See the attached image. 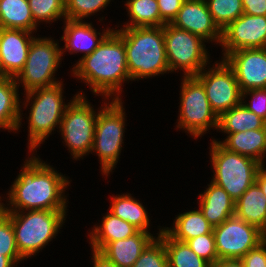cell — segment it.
<instances>
[{
  "label": "cell",
  "mask_w": 266,
  "mask_h": 267,
  "mask_svg": "<svg viewBox=\"0 0 266 267\" xmlns=\"http://www.w3.org/2000/svg\"><path fill=\"white\" fill-rule=\"evenodd\" d=\"M245 267H266V239L241 258Z\"/></svg>",
  "instance_id": "38"
},
{
  "label": "cell",
  "mask_w": 266,
  "mask_h": 267,
  "mask_svg": "<svg viewBox=\"0 0 266 267\" xmlns=\"http://www.w3.org/2000/svg\"><path fill=\"white\" fill-rule=\"evenodd\" d=\"M132 267H168L163 241L159 237L155 238L140 254Z\"/></svg>",
  "instance_id": "35"
},
{
  "label": "cell",
  "mask_w": 266,
  "mask_h": 267,
  "mask_svg": "<svg viewBox=\"0 0 266 267\" xmlns=\"http://www.w3.org/2000/svg\"><path fill=\"white\" fill-rule=\"evenodd\" d=\"M122 99H110L98 112L91 154L98 156L102 176L109 178L125 143L126 112ZM96 153V154H95Z\"/></svg>",
  "instance_id": "6"
},
{
  "label": "cell",
  "mask_w": 266,
  "mask_h": 267,
  "mask_svg": "<svg viewBox=\"0 0 266 267\" xmlns=\"http://www.w3.org/2000/svg\"><path fill=\"white\" fill-rule=\"evenodd\" d=\"M132 195L133 194L126 192L111 196V204L108 208L109 212L124 221H127L139 231L150 233L151 217L148 215L147 208L139 198Z\"/></svg>",
  "instance_id": "23"
},
{
  "label": "cell",
  "mask_w": 266,
  "mask_h": 267,
  "mask_svg": "<svg viewBox=\"0 0 266 267\" xmlns=\"http://www.w3.org/2000/svg\"><path fill=\"white\" fill-rule=\"evenodd\" d=\"M35 36L36 33L21 29L0 28V57L4 78H16L23 70Z\"/></svg>",
  "instance_id": "18"
},
{
  "label": "cell",
  "mask_w": 266,
  "mask_h": 267,
  "mask_svg": "<svg viewBox=\"0 0 266 267\" xmlns=\"http://www.w3.org/2000/svg\"><path fill=\"white\" fill-rule=\"evenodd\" d=\"M16 265L9 257L3 256L0 253V267H17Z\"/></svg>",
  "instance_id": "44"
},
{
  "label": "cell",
  "mask_w": 266,
  "mask_h": 267,
  "mask_svg": "<svg viewBox=\"0 0 266 267\" xmlns=\"http://www.w3.org/2000/svg\"><path fill=\"white\" fill-rule=\"evenodd\" d=\"M102 27L101 33L92 22L65 19L62 27L63 34L60 38V43L64 42V46H61L62 58L66 52L71 55L83 54L81 57L91 54L114 29L108 26L106 29Z\"/></svg>",
  "instance_id": "17"
},
{
  "label": "cell",
  "mask_w": 266,
  "mask_h": 267,
  "mask_svg": "<svg viewBox=\"0 0 266 267\" xmlns=\"http://www.w3.org/2000/svg\"><path fill=\"white\" fill-rule=\"evenodd\" d=\"M40 36V37H39ZM62 49L57 39L36 35L30 45L28 57L23 70L15 78L23 93L54 86L62 82L55 74L62 63Z\"/></svg>",
  "instance_id": "9"
},
{
  "label": "cell",
  "mask_w": 266,
  "mask_h": 267,
  "mask_svg": "<svg viewBox=\"0 0 266 267\" xmlns=\"http://www.w3.org/2000/svg\"><path fill=\"white\" fill-rule=\"evenodd\" d=\"M124 6L128 21L117 24L115 28L159 27L165 23L161 20L157 0H126Z\"/></svg>",
  "instance_id": "28"
},
{
  "label": "cell",
  "mask_w": 266,
  "mask_h": 267,
  "mask_svg": "<svg viewBox=\"0 0 266 267\" xmlns=\"http://www.w3.org/2000/svg\"><path fill=\"white\" fill-rule=\"evenodd\" d=\"M71 76L81 80L95 96L122 99L124 83L131 81L122 37L113 29L91 53L80 57Z\"/></svg>",
  "instance_id": "2"
},
{
  "label": "cell",
  "mask_w": 266,
  "mask_h": 267,
  "mask_svg": "<svg viewBox=\"0 0 266 267\" xmlns=\"http://www.w3.org/2000/svg\"><path fill=\"white\" fill-rule=\"evenodd\" d=\"M213 21L222 31L243 13L241 0H205Z\"/></svg>",
  "instance_id": "31"
},
{
  "label": "cell",
  "mask_w": 266,
  "mask_h": 267,
  "mask_svg": "<svg viewBox=\"0 0 266 267\" xmlns=\"http://www.w3.org/2000/svg\"><path fill=\"white\" fill-rule=\"evenodd\" d=\"M4 78V72L2 69V62H1V57H0V79Z\"/></svg>",
  "instance_id": "45"
},
{
  "label": "cell",
  "mask_w": 266,
  "mask_h": 267,
  "mask_svg": "<svg viewBox=\"0 0 266 267\" xmlns=\"http://www.w3.org/2000/svg\"><path fill=\"white\" fill-rule=\"evenodd\" d=\"M28 0H0V28L21 29L37 33Z\"/></svg>",
  "instance_id": "27"
},
{
  "label": "cell",
  "mask_w": 266,
  "mask_h": 267,
  "mask_svg": "<svg viewBox=\"0 0 266 267\" xmlns=\"http://www.w3.org/2000/svg\"><path fill=\"white\" fill-rule=\"evenodd\" d=\"M0 253L9 257L16 265L24 259L16 246L15 234L11 219L0 209Z\"/></svg>",
  "instance_id": "34"
},
{
  "label": "cell",
  "mask_w": 266,
  "mask_h": 267,
  "mask_svg": "<svg viewBox=\"0 0 266 267\" xmlns=\"http://www.w3.org/2000/svg\"><path fill=\"white\" fill-rule=\"evenodd\" d=\"M213 228L199 207L175 215L173 225L171 224L170 227L163 226V229L172 238L181 242L213 232Z\"/></svg>",
  "instance_id": "26"
},
{
  "label": "cell",
  "mask_w": 266,
  "mask_h": 267,
  "mask_svg": "<svg viewBox=\"0 0 266 267\" xmlns=\"http://www.w3.org/2000/svg\"><path fill=\"white\" fill-rule=\"evenodd\" d=\"M223 59L230 52L266 47V16L242 14L222 30Z\"/></svg>",
  "instance_id": "14"
},
{
  "label": "cell",
  "mask_w": 266,
  "mask_h": 267,
  "mask_svg": "<svg viewBox=\"0 0 266 267\" xmlns=\"http://www.w3.org/2000/svg\"><path fill=\"white\" fill-rule=\"evenodd\" d=\"M3 212L11 219L20 256L27 260L39 254L61 233L68 210Z\"/></svg>",
  "instance_id": "5"
},
{
  "label": "cell",
  "mask_w": 266,
  "mask_h": 267,
  "mask_svg": "<svg viewBox=\"0 0 266 267\" xmlns=\"http://www.w3.org/2000/svg\"><path fill=\"white\" fill-rule=\"evenodd\" d=\"M241 103L266 122V89H252L242 92Z\"/></svg>",
  "instance_id": "37"
},
{
  "label": "cell",
  "mask_w": 266,
  "mask_h": 267,
  "mask_svg": "<svg viewBox=\"0 0 266 267\" xmlns=\"http://www.w3.org/2000/svg\"><path fill=\"white\" fill-rule=\"evenodd\" d=\"M199 209L208 222L216 227L235 216V200L220 186L212 181L207 185L204 192L198 194Z\"/></svg>",
  "instance_id": "20"
},
{
  "label": "cell",
  "mask_w": 266,
  "mask_h": 267,
  "mask_svg": "<svg viewBox=\"0 0 266 267\" xmlns=\"http://www.w3.org/2000/svg\"><path fill=\"white\" fill-rule=\"evenodd\" d=\"M212 64L195 77L202 83L211 109L219 118L241 103L242 93L233 70L223 59L219 57Z\"/></svg>",
  "instance_id": "12"
},
{
  "label": "cell",
  "mask_w": 266,
  "mask_h": 267,
  "mask_svg": "<svg viewBox=\"0 0 266 267\" xmlns=\"http://www.w3.org/2000/svg\"><path fill=\"white\" fill-rule=\"evenodd\" d=\"M155 233L138 231L135 235L126 239L109 242L100 252L111 260L117 267H132L140 257V254L157 237L163 227L160 226Z\"/></svg>",
  "instance_id": "19"
},
{
  "label": "cell",
  "mask_w": 266,
  "mask_h": 267,
  "mask_svg": "<svg viewBox=\"0 0 266 267\" xmlns=\"http://www.w3.org/2000/svg\"><path fill=\"white\" fill-rule=\"evenodd\" d=\"M159 238L165 246L168 267H211V264L199 257L186 242L175 240L164 229Z\"/></svg>",
  "instance_id": "30"
},
{
  "label": "cell",
  "mask_w": 266,
  "mask_h": 267,
  "mask_svg": "<svg viewBox=\"0 0 266 267\" xmlns=\"http://www.w3.org/2000/svg\"><path fill=\"white\" fill-rule=\"evenodd\" d=\"M15 78L0 79V129L16 133L21 115V96Z\"/></svg>",
  "instance_id": "25"
},
{
  "label": "cell",
  "mask_w": 266,
  "mask_h": 267,
  "mask_svg": "<svg viewBox=\"0 0 266 267\" xmlns=\"http://www.w3.org/2000/svg\"><path fill=\"white\" fill-rule=\"evenodd\" d=\"M235 216L266 234V196L256 182L235 201Z\"/></svg>",
  "instance_id": "24"
},
{
  "label": "cell",
  "mask_w": 266,
  "mask_h": 267,
  "mask_svg": "<svg viewBox=\"0 0 266 267\" xmlns=\"http://www.w3.org/2000/svg\"><path fill=\"white\" fill-rule=\"evenodd\" d=\"M211 267H245L241 259H219Z\"/></svg>",
  "instance_id": "42"
},
{
  "label": "cell",
  "mask_w": 266,
  "mask_h": 267,
  "mask_svg": "<svg viewBox=\"0 0 266 267\" xmlns=\"http://www.w3.org/2000/svg\"><path fill=\"white\" fill-rule=\"evenodd\" d=\"M34 21L40 24H52L55 21H64L65 0H28Z\"/></svg>",
  "instance_id": "32"
},
{
  "label": "cell",
  "mask_w": 266,
  "mask_h": 267,
  "mask_svg": "<svg viewBox=\"0 0 266 267\" xmlns=\"http://www.w3.org/2000/svg\"><path fill=\"white\" fill-rule=\"evenodd\" d=\"M209 145V160L213 169L211 181L222 187L233 200H238L256 182L257 173L263 165L253 158L224 148L212 139Z\"/></svg>",
  "instance_id": "8"
},
{
  "label": "cell",
  "mask_w": 266,
  "mask_h": 267,
  "mask_svg": "<svg viewBox=\"0 0 266 267\" xmlns=\"http://www.w3.org/2000/svg\"><path fill=\"white\" fill-rule=\"evenodd\" d=\"M244 14L266 16V0H241Z\"/></svg>",
  "instance_id": "40"
},
{
  "label": "cell",
  "mask_w": 266,
  "mask_h": 267,
  "mask_svg": "<svg viewBox=\"0 0 266 267\" xmlns=\"http://www.w3.org/2000/svg\"><path fill=\"white\" fill-rule=\"evenodd\" d=\"M171 24L199 36L207 44L221 43L222 31L213 21L205 0H184Z\"/></svg>",
  "instance_id": "16"
},
{
  "label": "cell",
  "mask_w": 266,
  "mask_h": 267,
  "mask_svg": "<svg viewBox=\"0 0 266 267\" xmlns=\"http://www.w3.org/2000/svg\"><path fill=\"white\" fill-rule=\"evenodd\" d=\"M91 259L92 260L90 264L93 265V267H117L111 260H109L105 255H103L100 251L97 250H91Z\"/></svg>",
  "instance_id": "41"
},
{
  "label": "cell",
  "mask_w": 266,
  "mask_h": 267,
  "mask_svg": "<svg viewBox=\"0 0 266 267\" xmlns=\"http://www.w3.org/2000/svg\"><path fill=\"white\" fill-rule=\"evenodd\" d=\"M65 88L62 81L51 87L20 93L24 99H21V115L16 133L20 132V127L22 128L23 125L22 121L25 118L23 117L24 110L22 109H29V116L26 114V118L28 121L27 147L30 153H37V150L40 148L39 146L43 145L45 140L54 134L56 128L58 129L57 132L59 131L67 106L78 95L76 92L73 98H70V101L67 100L65 102L66 96H63L65 95Z\"/></svg>",
  "instance_id": "3"
},
{
  "label": "cell",
  "mask_w": 266,
  "mask_h": 267,
  "mask_svg": "<svg viewBox=\"0 0 266 267\" xmlns=\"http://www.w3.org/2000/svg\"><path fill=\"white\" fill-rule=\"evenodd\" d=\"M114 30L124 41L131 83L170 73L166 58L164 26Z\"/></svg>",
  "instance_id": "4"
},
{
  "label": "cell",
  "mask_w": 266,
  "mask_h": 267,
  "mask_svg": "<svg viewBox=\"0 0 266 267\" xmlns=\"http://www.w3.org/2000/svg\"><path fill=\"white\" fill-rule=\"evenodd\" d=\"M102 221L89 229L88 238L91 249L101 251L109 242L126 239L139 230L109 211L102 215Z\"/></svg>",
  "instance_id": "22"
},
{
  "label": "cell",
  "mask_w": 266,
  "mask_h": 267,
  "mask_svg": "<svg viewBox=\"0 0 266 267\" xmlns=\"http://www.w3.org/2000/svg\"><path fill=\"white\" fill-rule=\"evenodd\" d=\"M114 1V0H112ZM111 0H65L66 19L87 20L110 6ZM104 9V10H103Z\"/></svg>",
  "instance_id": "33"
},
{
  "label": "cell",
  "mask_w": 266,
  "mask_h": 267,
  "mask_svg": "<svg viewBox=\"0 0 266 267\" xmlns=\"http://www.w3.org/2000/svg\"><path fill=\"white\" fill-rule=\"evenodd\" d=\"M225 139L212 140L219 142L224 148L253 158L262 165H266V125L261 129L237 133H224Z\"/></svg>",
  "instance_id": "21"
},
{
  "label": "cell",
  "mask_w": 266,
  "mask_h": 267,
  "mask_svg": "<svg viewBox=\"0 0 266 267\" xmlns=\"http://www.w3.org/2000/svg\"><path fill=\"white\" fill-rule=\"evenodd\" d=\"M161 20L165 23H172L181 9L184 0H157Z\"/></svg>",
  "instance_id": "39"
},
{
  "label": "cell",
  "mask_w": 266,
  "mask_h": 267,
  "mask_svg": "<svg viewBox=\"0 0 266 267\" xmlns=\"http://www.w3.org/2000/svg\"><path fill=\"white\" fill-rule=\"evenodd\" d=\"M164 40L170 73L180 70L183 76H196L212 63L207 42L189 31L165 24Z\"/></svg>",
  "instance_id": "11"
},
{
  "label": "cell",
  "mask_w": 266,
  "mask_h": 267,
  "mask_svg": "<svg viewBox=\"0 0 266 267\" xmlns=\"http://www.w3.org/2000/svg\"><path fill=\"white\" fill-rule=\"evenodd\" d=\"M219 259H241L266 239L258 227L232 216L213 228Z\"/></svg>",
  "instance_id": "13"
},
{
  "label": "cell",
  "mask_w": 266,
  "mask_h": 267,
  "mask_svg": "<svg viewBox=\"0 0 266 267\" xmlns=\"http://www.w3.org/2000/svg\"><path fill=\"white\" fill-rule=\"evenodd\" d=\"M266 122L249 111L242 103L229 109L218 118V129L216 132L237 133L246 130L261 129Z\"/></svg>",
  "instance_id": "29"
},
{
  "label": "cell",
  "mask_w": 266,
  "mask_h": 267,
  "mask_svg": "<svg viewBox=\"0 0 266 267\" xmlns=\"http://www.w3.org/2000/svg\"><path fill=\"white\" fill-rule=\"evenodd\" d=\"M78 95L67 106L58 133L62 143L68 148L71 159L82 160L90 154L93 146L96 119L99 110L110 100L102 97V105L94 109L85 92L77 91ZM85 156V157H84Z\"/></svg>",
  "instance_id": "7"
},
{
  "label": "cell",
  "mask_w": 266,
  "mask_h": 267,
  "mask_svg": "<svg viewBox=\"0 0 266 267\" xmlns=\"http://www.w3.org/2000/svg\"><path fill=\"white\" fill-rule=\"evenodd\" d=\"M6 193L0 196L2 211L69 210L67 187L72 179L55 170L37 155L29 153ZM30 156V157H29ZM67 196H66V195ZM4 200H3V199ZM2 201H6L5 204ZM8 202V203H7Z\"/></svg>",
  "instance_id": "1"
},
{
  "label": "cell",
  "mask_w": 266,
  "mask_h": 267,
  "mask_svg": "<svg viewBox=\"0 0 266 267\" xmlns=\"http://www.w3.org/2000/svg\"><path fill=\"white\" fill-rule=\"evenodd\" d=\"M186 243L199 257L205 259L211 265L219 260L213 232L187 240Z\"/></svg>",
  "instance_id": "36"
},
{
  "label": "cell",
  "mask_w": 266,
  "mask_h": 267,
  "mask_svg": "<svg viewBox=\"0 0 266 267\" xmlns=\"http://www.w3.org/2000/svg\"><path fill=\"white\" fill-rule=\"evenodd\" d=\"M256 183L260 186L262 189L264 195L266 196V166L263 165L256 176Z\"/></svg>",
  "instance_id": "43"
},
{
  "label": "cell",
  "mask_w": 266,
  "mask_h": 267,
  "mask_svg": "<svg viewBox=\"0 0 266 267\" xmlns=\"http://www.w3.org/2000/svg\"><path fill=\"white\" fill-rule=\"evenodd\" d=\"M223 60L233 70L241 93L266 89V47L230 52Z\"/></svg>",
  "instance_id": "15"
},
{
  "label": "cell",
  "mask_w": 266,
  "mask_h": 267,
  "mask_svg": "<svg viewBox=\"0 0 266 267\" xmlns=\"http://www.w3.org/2000/svg\"><path fill=\"white\" fill-rule=\"evenodd\" d=\"M176 131L182 129L195 140L218 129V117L211 109L202 83L195 76H182Z\"/></svg>",
  "instance_id": "10"
}]
</instances>
